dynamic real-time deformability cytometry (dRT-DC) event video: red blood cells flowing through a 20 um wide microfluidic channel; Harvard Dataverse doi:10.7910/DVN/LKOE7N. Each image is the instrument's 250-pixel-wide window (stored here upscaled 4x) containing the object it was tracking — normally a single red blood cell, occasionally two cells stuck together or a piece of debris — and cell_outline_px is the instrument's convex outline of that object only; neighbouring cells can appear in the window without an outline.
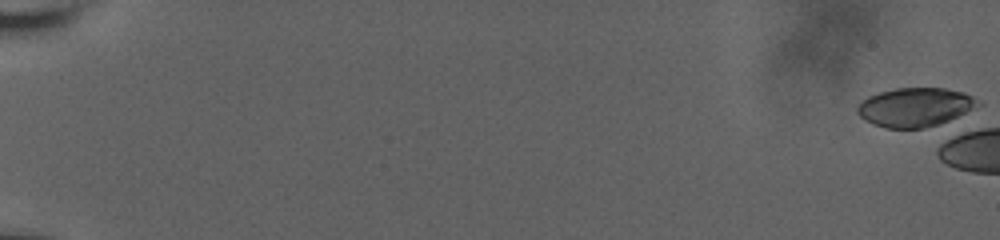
{"species": "human", "species_latin": "Homo sapiens", "temperature_condition": "room temperature", "stored_images_in_passage": 4, "camera_frame_rate_fps": 3000, "um_per_image_px": 0.085, "donor": {"sex": "male"}, "frame": {"image": 1, "passage_image": 1, "time_ms": 0.0, "image_size_px": [1000, 240], "cell_outline_px": [[984, 104], [948, 120], [924, 128], [884, 128], [872, 124], [864, 120], [856, 112], [856, 108], [868, 96], [880, 92], [896, 88], [944, 88], [964, 92], [972, 96]], "centroid_in_image_um": [77.78, 9.11], "position_along_channel_um": 7.2, "area_um2": 27.28}}